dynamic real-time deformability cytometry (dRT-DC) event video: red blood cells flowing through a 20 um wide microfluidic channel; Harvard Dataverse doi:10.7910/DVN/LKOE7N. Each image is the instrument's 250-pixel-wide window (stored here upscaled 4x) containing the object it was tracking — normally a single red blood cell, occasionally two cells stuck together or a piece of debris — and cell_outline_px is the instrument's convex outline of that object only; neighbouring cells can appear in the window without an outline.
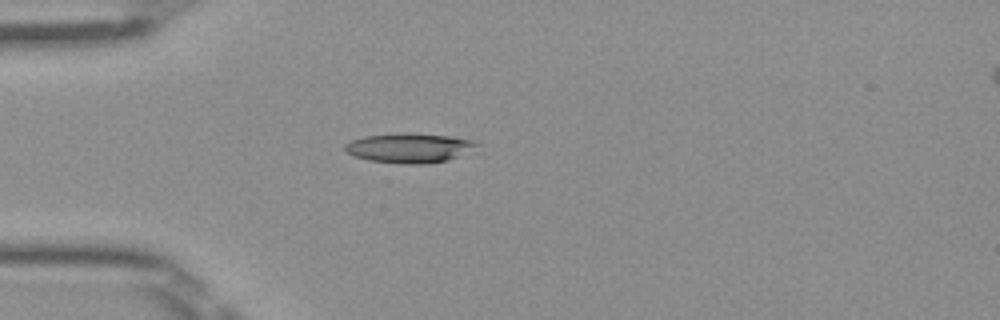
{"species": "Egyptian fruit bat (a non-hibernating species)", "species_latin": "Rousettus aegyptiacus", "temperature_condition": "room temperature", "stored_images_in_passage": 37, "camera_frame_rate_fps": 3000, "um_per_image_px": 0.085, "frame": {"image": 1, "passage_image": 1, "time_ms": 0.0, "image_size_px": [1000, 320], "cell_outline_px": [[480, 144], [448, 160], [428, 164], [404, 164], [368, 160], [356, 156], [348, 152], [344, 148], [344, 144], [352, 140], [364, 136], [408, 132], [448, 136], [472, 140]], "centroid_in_image_um": [34.74, 12.57], "position_along_channel_um": 50.3, "area_um2": 22.43}}
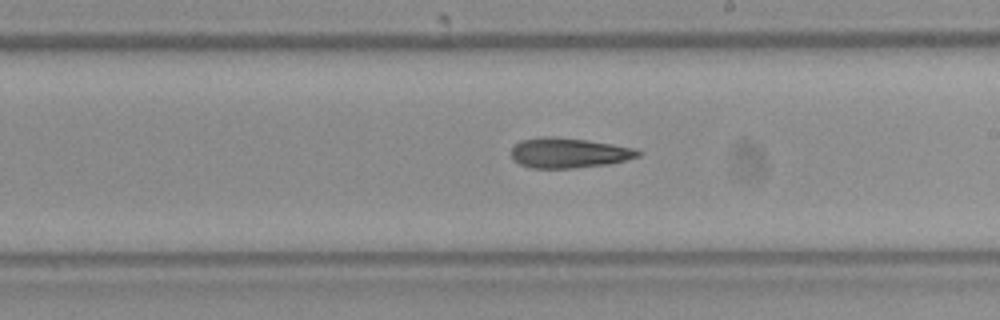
{"frame": {"image": 2, "passage_image": 16, "time_ms": 5.0, "image_size_px": [1000, 320], "cell_outline_px": [[644, 152], [640, 156], [608, 164], [572, 168], [532, 168], [520, 164], [512, 160], [512, 148], [520, 140], [540, 136], [556, 136], [588, 140], [636, 148]], "centroid_in_image_um": [48.35, 12.98], "position_along_channel_um": 240.7, "area_um2": 22.43}}
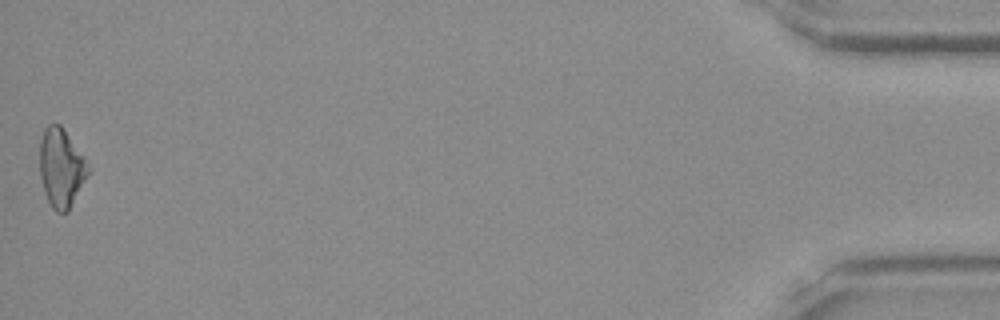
{"frame": {"image": 3, "passage_image": 37, "time_ms": 12.0, "image_size_px": [1000, 320], "cell_outline_px": [[88, 172], [68, 212], [56, 212], [48, 204], [44, 192], [40, 176], [40, 140], [44, 128], [48, 124], [60, 124], [84, 156], [88, 168]], "centroid_in_image_um": [5.16, 14.27], "position_along_channel_um": 430.0, "area_um2": 21.96}, "authors_computed_cell_mechanics": {"area_um2": 22.0796, "velocity_mm_per_s": 4.0571, "shape_relaxation_time_tau1_ms": 3.6582, "shape_relaxation_time_tau2_ms": null, "deformation_change_tau1": 0.1428, "deformation_change_tau2": null}}